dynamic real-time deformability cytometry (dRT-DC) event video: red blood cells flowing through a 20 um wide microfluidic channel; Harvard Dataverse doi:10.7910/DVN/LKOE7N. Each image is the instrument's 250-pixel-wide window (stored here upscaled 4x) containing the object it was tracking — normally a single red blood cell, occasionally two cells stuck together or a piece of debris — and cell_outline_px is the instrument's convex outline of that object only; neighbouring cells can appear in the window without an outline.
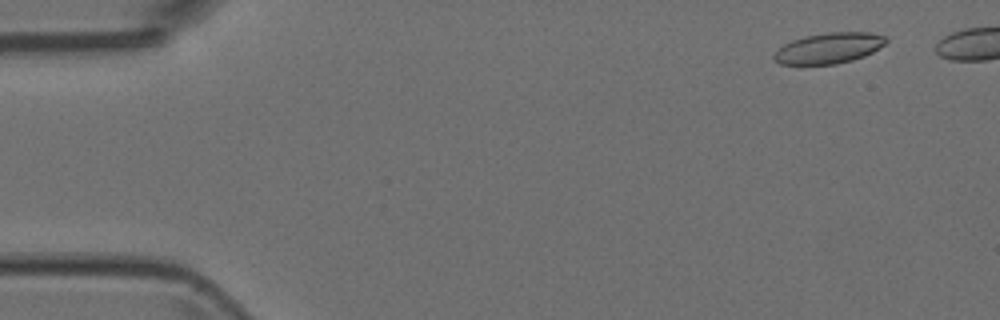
{"species": "Egyptian fruit bat (a non-hibernating species)", "species_latin": "Rousettus aegyptiacus", "temperature_condition": "room temperature", "stored_images_in_passage": 9, "camera_frame_rate_fps": 3000, "um_per_image_px": 0.085, "animal": {"sex": "female"}, "frame": {"image": 1, "passage_image": 1, "time_ms": 0.0, "image_size_px": [1000, 320], "cell_outline_px": [[888, 40], [884, 44], [872, 52], [864, 56], [852, 60], [836, 64], [780, 64], [772, 56], [784, 44], [792, 40], [804, 36], [828, 32], [872, 32], [888, 36]], "centroid_in_image_um": [70.49, 4.07], "position_along_channel_um": 14.5, "area_um2": 20.0}}
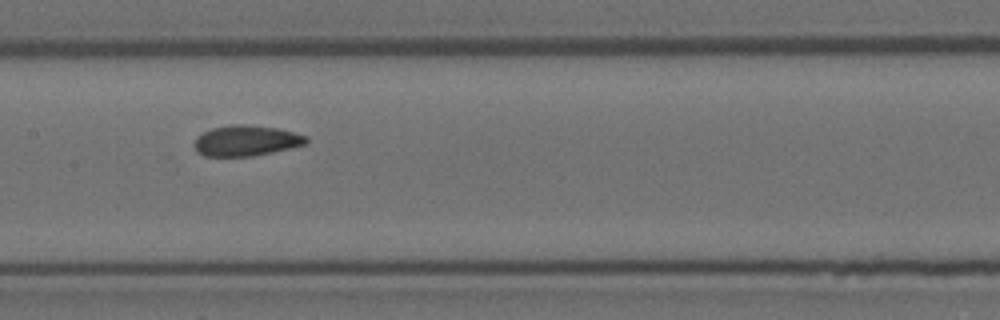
{"frame": {"image": 2, "passage_image": 7, "time_ms": 2.0, "image_size_px": [1000, 320], "cell_outline_px": [[308, 144], [272, 152], [252, 156], [204, 156], [196, 152], [192, 144], [196, 136], [212, 128], [232, 124], [244, 124], [276, 128], [308, 136]], "centroid_in_image_um": [20.89, 11.96], "position_along_channel_um": 186.5, "area_um2": 20.11}}
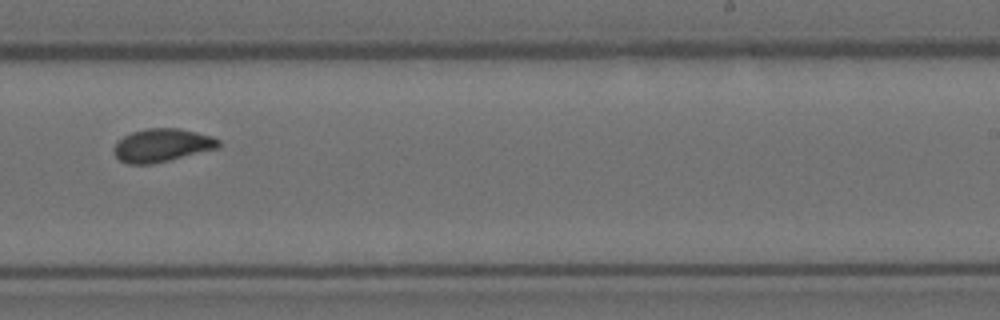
{"frame": {"image": 3, "passage_image": 9, "time_ms": 2.667, "image_size_px": [1000, 320], "cell_outline_px": [[220, 148], [152, 164], [128, 164], [120, 160], [112, 152], [112, 148], [116, 140], [132, 132], [144, 128], [180, 128], [212, 136], [220, 140]], "centroid_in_image_um": [13.75, 12.34], "position_along_channel_um": 275.3, "area_um2": 20.52}}